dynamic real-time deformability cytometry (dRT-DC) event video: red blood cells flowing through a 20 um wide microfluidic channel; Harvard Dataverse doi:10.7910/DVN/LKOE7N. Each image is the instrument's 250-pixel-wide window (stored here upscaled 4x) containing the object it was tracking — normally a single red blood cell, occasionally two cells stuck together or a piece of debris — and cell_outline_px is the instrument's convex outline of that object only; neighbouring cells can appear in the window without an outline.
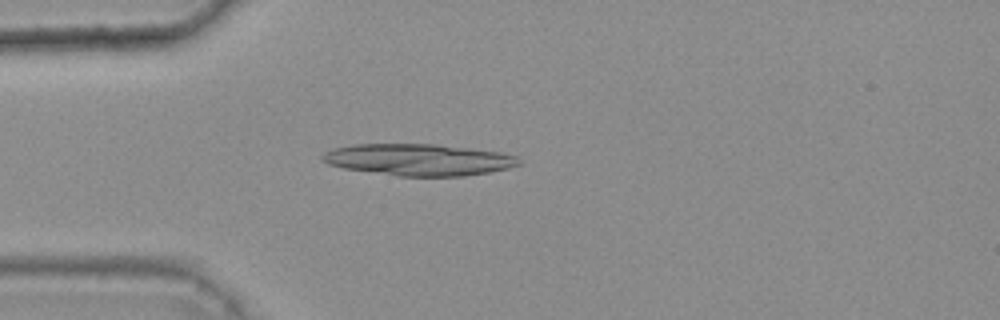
{"species": "common noctule bat (a hibernating species)", "species_latin": "Nyctalus noctula", "temperature_condition": "warm", "stored_images_in_passage": 46, "camera_frame_rate_fps": 3000, "um_per_image_px": 0.085, "animal": {"sex": "female", "body_mass_g": 25.1}, "frame": {"image": 1, "passage_image": 14, "time_ms": 4.333, "image_size_px": [1000, 320], "cell_outline_px": [[520, 164], [508, 168], [488, 172], [464, 176], [400, 176], [344, 168], [328, 164], [320, 160], [320, 156], [324, 152], [332, 148], [356, 144], [436, 144], [500, 152], [516, 156], [520, 160]], "centroid_in_image_um": [35.55, 13.57], "position_along_channel_um": 49.5, "area_um2": 36.18}}